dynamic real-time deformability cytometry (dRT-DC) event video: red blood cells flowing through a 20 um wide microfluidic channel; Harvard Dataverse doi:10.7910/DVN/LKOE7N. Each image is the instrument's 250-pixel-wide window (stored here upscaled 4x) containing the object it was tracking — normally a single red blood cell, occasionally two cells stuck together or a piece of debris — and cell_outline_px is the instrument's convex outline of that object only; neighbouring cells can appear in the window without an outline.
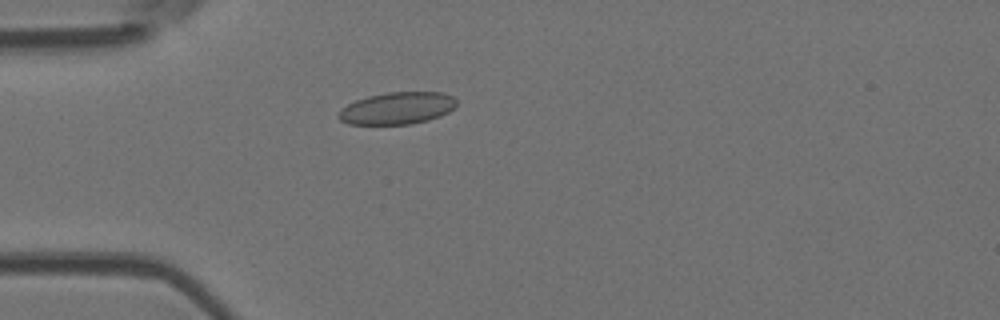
{"species": "Egyptian fruit bat (a non-hibernating species)", "species_latin": "Rousettus aegyptiacus", "temperature_condition": "room temperature", "stored_images_in_passage": 49, "camera_frame_rate_fps": 3000, "um_per_image_px": 0.085, "animal": {"sex": "female"}, "frame": {"image": 1, "passage_image": 11, "time_ms": 3.333, "image_size_px": [1000, 320], "cell_outline_px": [[456, 104], [448, 112], [440, 116], [428, 120], [412, 124], [348, 124], [340, 120], [336, 116], [348, 104], [356, 100], [368, 96], [388, 92], [444, 92], [452, 96], [456, 100]], "centroid_in_image_um": [33.77, 9.2], "position_along_channel_um": 51.2, "area_um2": 21.96}}
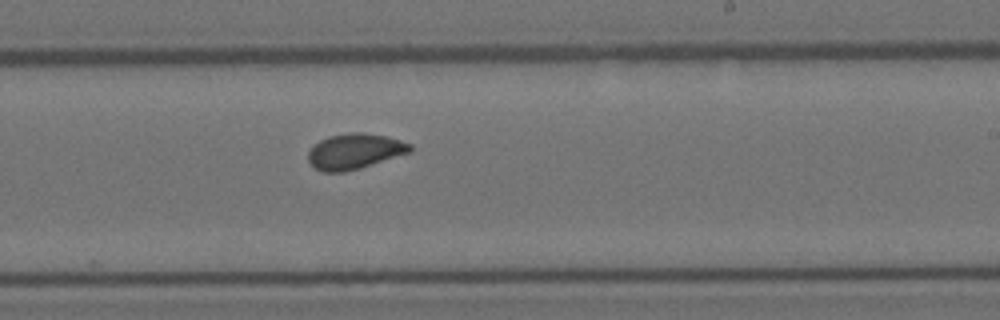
{"frame": {"image": 2, "passage_image": 28, "time_ms": 9.0, "image_size_px": [1000, 320], "cell_outline_px": [[412, 152], [360, 168], [344, 172], [324, 172], [316, 168], [308, 160], [308, 152], [320, 140], [328, 136], [348, 132], [360, 132], [384, 136], [400, 140], [412, 144]], "centroid_in_image_um": [30.17, 12.86], "position_along_channel_um": 258.8, "area_um2": 20.98}}
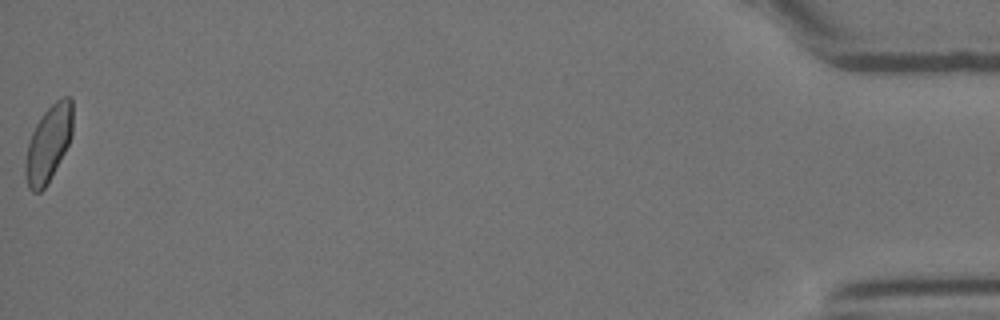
{"frame": {"image": 3, "passage_image": 49, "time_ms": 16.0, "image_size_px": [1000, 320], "cell_outline_px": [[72, 136], [64, 152], [44, 188], [40, 192], [32, 192], [28, 188], [24, 172], [24, 164], [28, 144], [32, 132], [40, 116], [56, 100], [64, 96], [72, 96]], "centroid_in_image_um": [4.1, 12.18], "position_along_channel_um": 431.1, "area_um2": 20.87}}